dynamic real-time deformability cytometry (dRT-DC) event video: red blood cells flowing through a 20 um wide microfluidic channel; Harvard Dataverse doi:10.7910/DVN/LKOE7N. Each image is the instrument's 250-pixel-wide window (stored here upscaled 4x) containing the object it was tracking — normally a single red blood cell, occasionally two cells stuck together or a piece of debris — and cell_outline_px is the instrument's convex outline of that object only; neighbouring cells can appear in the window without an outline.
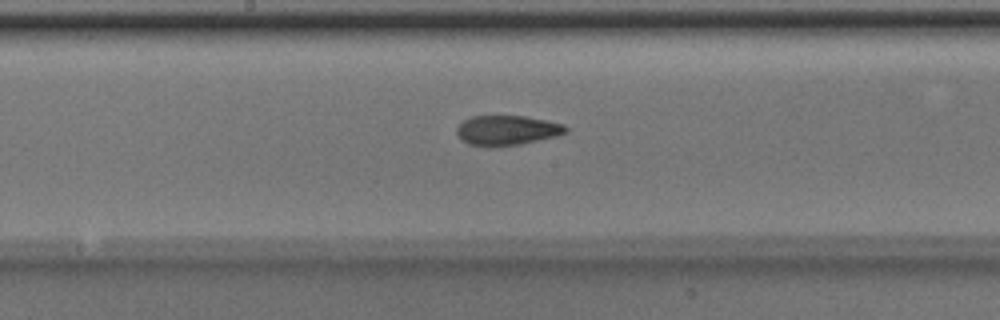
{"species": "Egyptian fruit bat (a non-hibernating species)", "species_latin": "Rousettus aegyptiacus", "temperature_condition": "room temperature", "stored_images_in_passage": 51, "camera_frame_rate_fps": 3000, "um_per_image_px": 0.085, "animal": {"sex": "male"}, "frame": {"image": 1, "passage_image": 27, "time_ms": 8.667, "image_size_px": [1000, 320], "cell_outline_px": [[568, 132], [560, 136], [520, 144], [492, 148], [468, 144], [460, 140], [456, 132], [456, 128], [464, 120], [472, 116], [524, 116], [564, 124], [568, 128]], "centroid_in_image_um": [43.09, 11.1], "position_along_channel_um": 205.1, "area_um2": 19.31}}
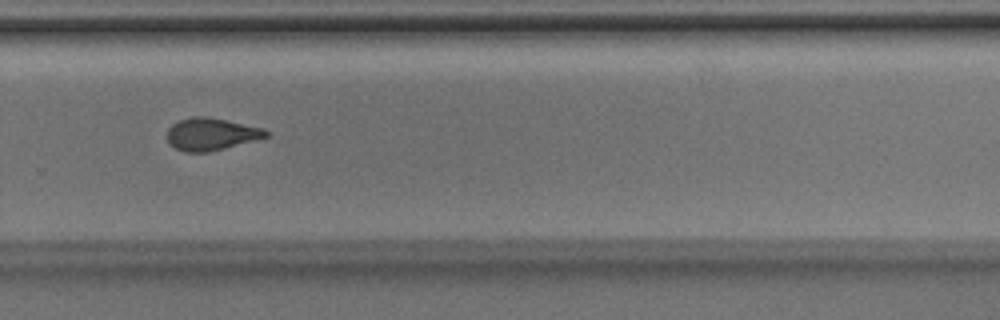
{"frame": {"image": 2, "passage_image": 35, "time_ms": 11.333, "image_size_px": [1000, 320], "cell_outline_px": [[268, 136], [224, 148], [208, 152], [184, 152], [168, 144], [168, 128], [172, 124], [180, 120], [192, 116], [204, 116], [264, 128], [268, 132]], "centroid_in_image_um": [17.9, 11.4], "position_along_channel_um": 311.9, "area_um2": 18.32}}
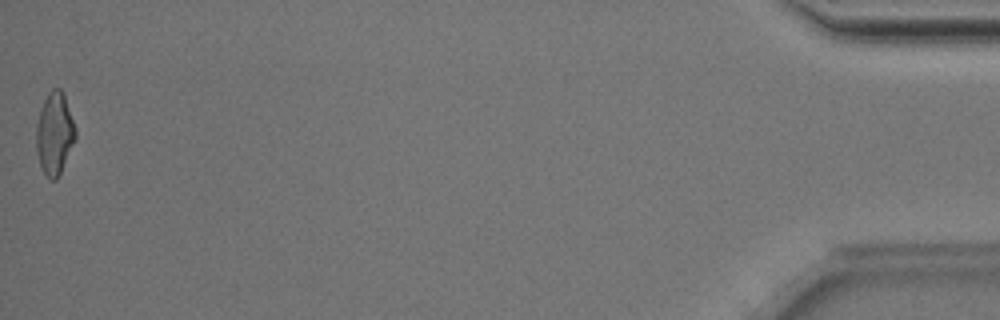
{"frame": {"image": 3, "passage_image": 51, "time_ms": 16.667, "image_size_px": [1000, 320], "cell_outline_px": [[76, 136], [60, 172], [56, 180], [52, 180], [44, 172], [40, 164], [36, 152], [36, 124], [40, 108], [48, 92], [52, 88], [60, 88], [64, 96], [76, 128]], "centroid_in_image_um": [4.61, 11.31], "position_along_channel_um": 430.6, "area_um2": 18.5}, "authors_computed_cell_mechanics": {"area_um2": 18.496, "velocity_mm_per_s": 4.0164, "shape_relaxation_time_tau1_ms": 4.1396, "shape_relaxation_time_tau2_ms": 1.7895, "deformation_change_tau1": 0.1657, "deformation_change_tau2": 0.0934}}